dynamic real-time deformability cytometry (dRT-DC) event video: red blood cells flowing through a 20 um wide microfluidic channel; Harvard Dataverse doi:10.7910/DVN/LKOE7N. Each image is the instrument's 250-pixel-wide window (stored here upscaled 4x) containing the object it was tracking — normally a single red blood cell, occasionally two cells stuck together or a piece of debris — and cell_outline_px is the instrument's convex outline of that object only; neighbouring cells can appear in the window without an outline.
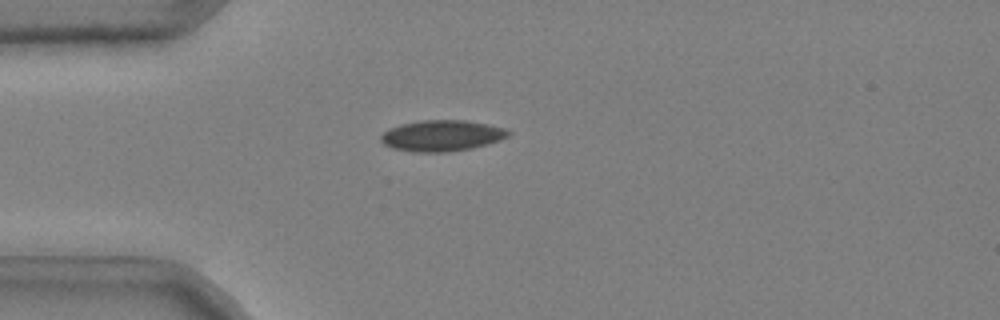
{"species": "common noctule bat (a hibernating species)", "species_latin": "Nyctalus noctula", "temperature_condition": "cold", "stored_images_in_passage": 35, "camera_frame_rate_fps": 3000, "um_per_image_px": 0.085, "animal": {"sex": "male", "body_mass_g": 20.4}, "frame": {"image": 1, "passage_image": 1, "time_ms": 0.0, "image_size_px": [1000, 320], "cell_outline_px": [[512, 132], [508, 136], [500, 140], [472, 148], [444, 152], [412, 152], [392, 148], [384, 144], [380, 140], [380, 136], [388, 128], [400, 124], [420, 120], [464, 120], [488, 124], [508, 128]], "centroid_in_image_um": [37.55, 11.52], "position_along_channel_um": 47.4, "area_um2": 23.24}}
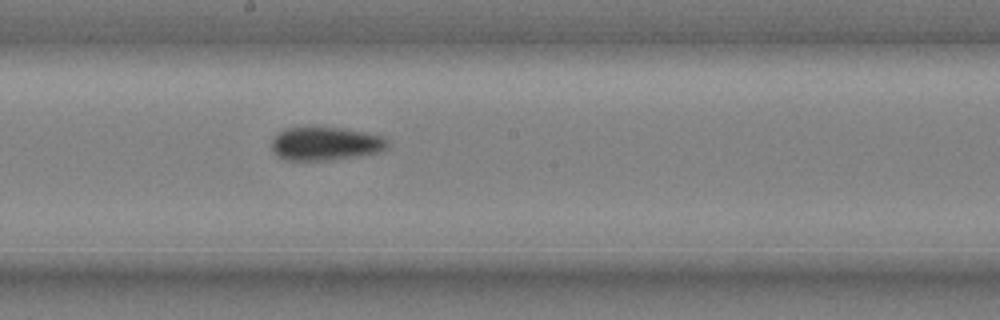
{"frame": {"image": 2, "passage_image": 16, "time_ms": 5.0, "image_size_px": [1000, 320], "cell_outline_px": [[388, 148], [384, 152], [360, 156], [332, 160], [284, 160], [276, 156], [272, 152], [272, 140], [284, 128], [340, 128], [364, 132], [384, 136], [388, 140]], "centroid_in_image_um": [27.71, 12.24], "position_along_channel_um": 220.5, "area_um2": 22.77}}
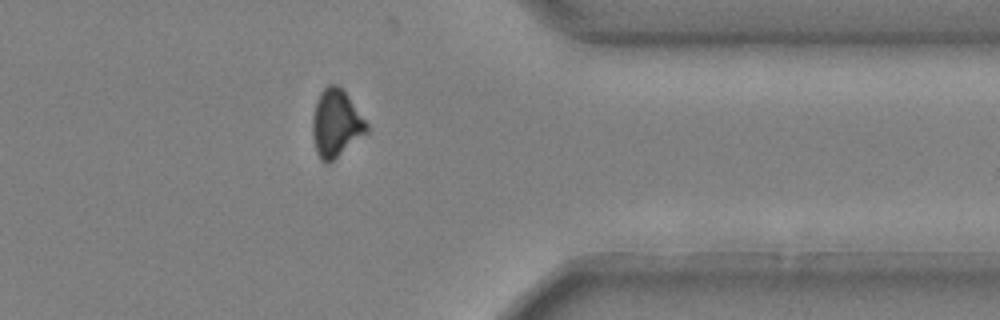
{"frame": {"image": 3, "passage_image": 30, "time_ms": 9.667, "image_size_px": [1000, 320], "cell_outline_px": [[368, 132], [328, 164], [324, 164], [320, 160], [316, 152], [312, 136], [312, 116], [316, 100], [320, 92], [328, 84], [336, 84], [344, 88], [368, 124]], "centroid_in_image_um": [28.55, 10.47], "position_along_channel_um": 382.9, "area_um2": 21.68}, "authors_computed_cell_mechanics": {"area_um2": 23.0622, "velocity_mm_per_s": 3.7218, "shape_relaxation_time_tau1_ms": 9.4623, "shape_relaxation_time_tau2_ms": 3.4082, "deformation_change_tau1": 0.1363, "deformation_change_tau2": 0.0705}}